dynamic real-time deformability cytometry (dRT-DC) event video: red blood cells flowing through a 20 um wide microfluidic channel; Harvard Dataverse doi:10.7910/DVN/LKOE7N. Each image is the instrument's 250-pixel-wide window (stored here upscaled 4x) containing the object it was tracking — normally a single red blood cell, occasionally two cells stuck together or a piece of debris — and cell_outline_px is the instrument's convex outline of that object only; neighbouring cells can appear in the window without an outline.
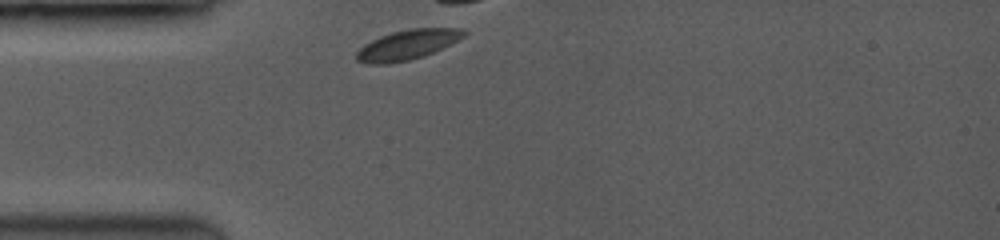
{"species": "common noctule bat (a hibernating species)", "species_latin": "Nyctalus noctula", "temperature_condition": "room temperature", "stored_images_in_passage": 33, "camera_frame_rate_fps": 3500, "um_per_image_px": 0.085, "animal": {"sex": "female", "body_mass_g": 19.0, "forearm_length_mm": 53.3}, "frame": {"image": 1, "passage_image": 1, "time_ms": 0.0, "image_size_px": [1000, 240], "cell_outline_px": [[468, 32], [464, 36], [432, 52], [408, 60], [384, 64], [372, 64], [356, 60], [356, 52], [364, 44], [380, 36], [392, 32], [408, 28], [464, 28]], "centroid_in_image_um": [34.6, 3.78], "position_along_channel_um": 50.4, "area_um2": 18.32}}
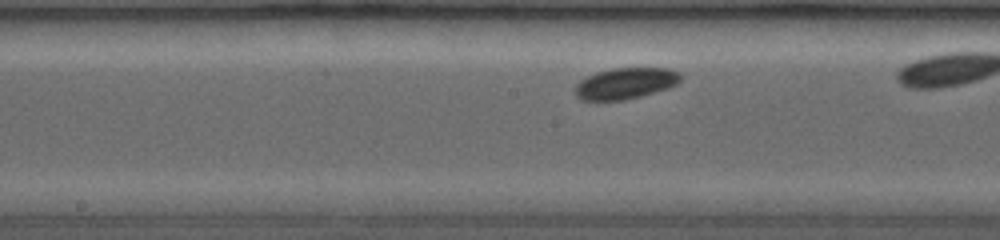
{"frame": {"image": 2, "passage_image": 15, "time_ms": 4.0, "image_size_px": [1000, 240], "cell_outline_px": [[680, 80], [676, 84], [668, 88], [620, 100], [584, 100], [576, 92], [576, 84], [580, 80], [596, 72], [612, 68], [668, 68], [680, 72]], "centroid_in_image_um": [53.18, 7.06], "position_along_channel_um": 195.0, "area_um2": 18.67}}